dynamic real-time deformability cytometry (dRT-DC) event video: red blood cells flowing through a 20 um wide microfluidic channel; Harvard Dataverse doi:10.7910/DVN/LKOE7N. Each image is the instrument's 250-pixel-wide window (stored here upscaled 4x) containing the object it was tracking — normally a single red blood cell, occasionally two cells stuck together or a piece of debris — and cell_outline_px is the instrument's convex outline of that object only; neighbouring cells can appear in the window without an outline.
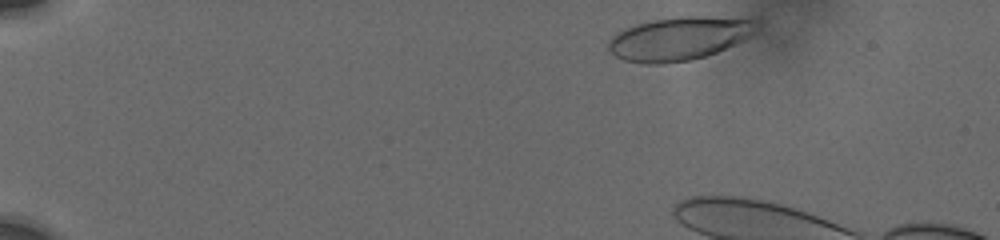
{"species": "human", "species_latin": "Homo sapiens", "temperature_condition": "cold", "stored_images_in_passage": 6, "camera_frame_rate_fps": 3000, "um_per_image_px": 0.085, "donor": {"sex": "male"}, "frame": {"image": 1, "passage_image": 2, "time_ms": 0.333, "image_size_px": [1000, 240], "cell_outline_px": [[760, 28], [756, 32], [744, 40], [716, 52], [704, 56], [688, 60], [664, 64], [644, 64], [624, 60], [616, 56], [608, 48], [608, 40], [616, 32], [624, 28], [648, 20], [680, 16], [700, 16], [752, 20]], "centroid_in_image_um": [57.68, 3.27], "position_along_channel_um": 27.3, "area_um2": 37.4}}